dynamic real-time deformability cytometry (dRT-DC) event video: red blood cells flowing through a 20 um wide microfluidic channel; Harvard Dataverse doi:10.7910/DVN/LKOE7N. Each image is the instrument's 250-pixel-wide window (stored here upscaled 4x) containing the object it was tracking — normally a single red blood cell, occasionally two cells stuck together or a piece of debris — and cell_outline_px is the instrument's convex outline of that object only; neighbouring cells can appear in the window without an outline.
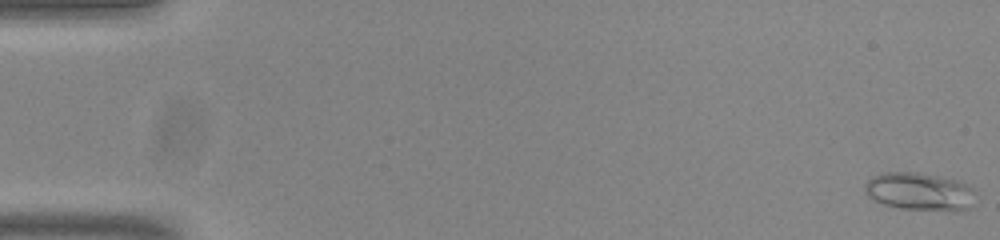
{"species": "common noctule bat (a hibernating species)", "species_latin": "Nyctalus noctula", "temperature_condition": "room temperature", "stored_images_in_passage": 54, "camera_frame_rate_fps": 3000, "um_per_image_px": 0.085, "animal": {"sex": "male", "body_mass_g": 20.0, "forearm_length_mm": 53.3}, "frame": {"image": 1, "passage_image": 1, "time_ms": 0.0, "image_size_px": [1000, 240], "cell_outline_px": [[972, 188], [968, 208], [900, 208], [884, 204], [868, 196], [864, 192], [864, 184], [872, 176], [884, 172], [916, 172], [940, 176], [956, 180]], "centroid_in_image_um": [78.0, 16.21], "position_along_channel_um": 7.0, "area_um2": 23.18}}
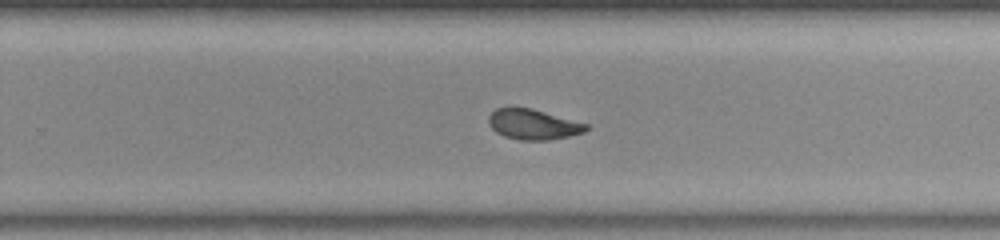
{"frame": {"image": 2, "passage_image": 35, "time_ms": 11.333, "image_size_px": [1000, 240], "cell_outline_px": [[592, 128], [584, 132], [568, 136], [548, 140], [520, 140], [504, 136], [496, 132], [488, 124], [488, 116], [496, 108], [532, 108], [588, 124]], "centroid_in_image_um": [45.33, 10.57], "position_along_channel_um": 284.5, "area_um2": 17.22}}
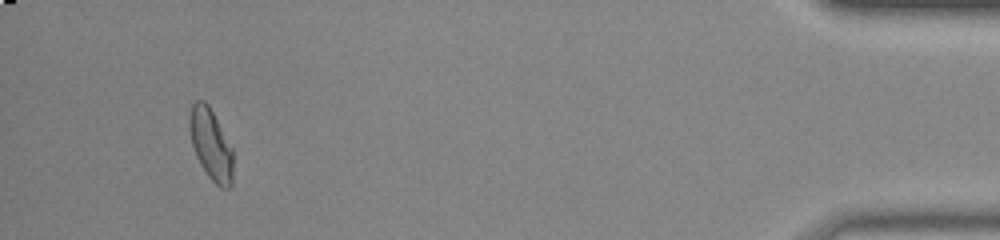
{"frame": {"image": 3, "passage_image": 51, "time_ms": 16.667, "image_size_px": [1000, 240], "cell_outline_px": [[232, 184], [228, 188], [220, 188], [208, 176], [200, 164], [196, 156], [192, 144], [188, 124], [188, 116], [192, 104], [196, 100], [204, 100], [208, 104], [232, 148]], "centroid_in_image_um": [17.9, 12.26], "position_along_channel_um": 417.3, "area_um2": 17.98}, "authors_computed_cell_mechanics": {"area_um2": 18.3804, "velocity_mm_per_s": 3.8074, "shape_relaxation_time_tau1_ms": 8.1089, "shape_relaxation_time_tau2_ms": 1.0067, "deformation_change_tau1": 0.1608, "deformation_change_tau2": 0.0689}}